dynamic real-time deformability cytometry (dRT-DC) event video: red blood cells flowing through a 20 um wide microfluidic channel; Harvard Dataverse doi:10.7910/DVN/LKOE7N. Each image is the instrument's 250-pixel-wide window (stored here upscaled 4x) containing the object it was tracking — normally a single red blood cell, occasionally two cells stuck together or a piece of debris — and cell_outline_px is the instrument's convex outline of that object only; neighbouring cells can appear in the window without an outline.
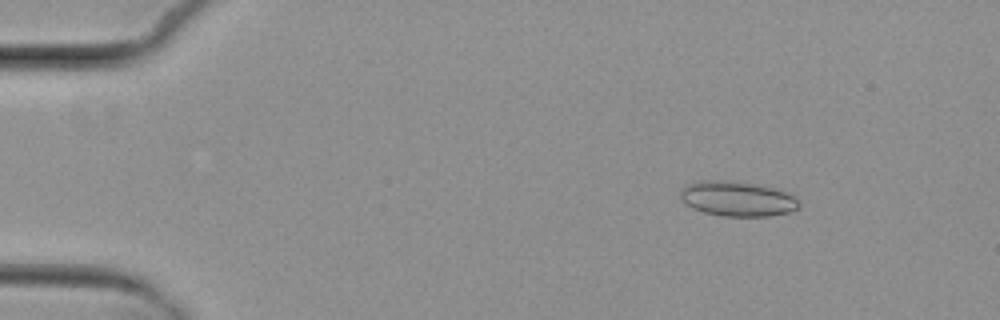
{"species": "common noctule bat (a hibernating species)", "species_latin": "Nyctalus noctula", "temperature_condition": "cold", "stored_images_in_passage": 4, "camera_frame_rate_fps": 3000, "um_per_image_px": 0.085, "animal": {"sex": "female", "body_mass_g": 29.2, "forearm_length_mm": 56.3}, "frame": {"image": 1, "passage_image": 1, "time_ms": 0.0, "image_size_px": [1000, 320], "cell_outline_px": [[800, 208], [792, 212], [768, 216], [724, 216], [704, 212], [692, 208], [684, 204], [680, 196], [680, 192], [688, 184], [704, 180], [716, 180], [756, 184], [776, 188], [792, 196], [800, 204]], "centroid_in_image_um": [62.68, 16.91], "position_along_channel_um": 22.3, "area_um2": 23.99}}